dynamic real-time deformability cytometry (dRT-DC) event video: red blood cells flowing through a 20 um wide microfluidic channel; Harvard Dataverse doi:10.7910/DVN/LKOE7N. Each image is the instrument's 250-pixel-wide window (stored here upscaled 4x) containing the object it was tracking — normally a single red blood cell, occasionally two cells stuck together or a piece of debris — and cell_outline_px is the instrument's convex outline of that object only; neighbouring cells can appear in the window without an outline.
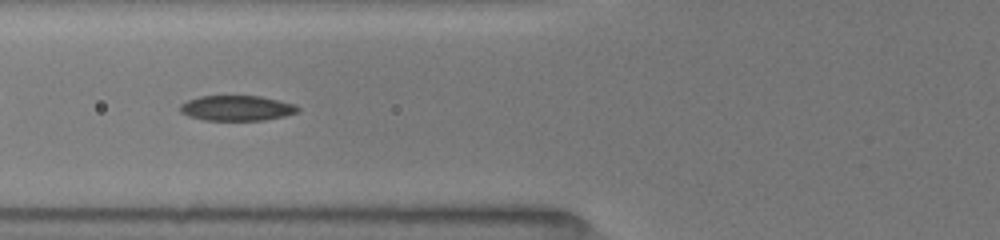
{"species": "common noctule bat (a hibernating species)", "species_latin": "Nyctalus noctula", "temperature_condition": "room temperature", "stored_images_in_passage": 9, "camera_frame_rate_fps": 3000, "um_per_image_px": 0.085, "animal": {"sex": "female", "body_mass_g": 19.5, "forearm_length_mm": 54.1}, "frame": {"image": 1, "passage_image": 8, "time_ms": 1.667, "image_size_px": [1000, 240], "cell_outline_px": [[300, 112], [284, 116], [264, 120], [204, 120], [188, 116], [180, 112], [180, 104], [188, 100], [200, 96], [260, 96], [296, 104], [300, 108]], "centroid_in_image_um": [20.15, 9.19], "position_along_channel_um": 105.7, "area_um2": 17.4}}